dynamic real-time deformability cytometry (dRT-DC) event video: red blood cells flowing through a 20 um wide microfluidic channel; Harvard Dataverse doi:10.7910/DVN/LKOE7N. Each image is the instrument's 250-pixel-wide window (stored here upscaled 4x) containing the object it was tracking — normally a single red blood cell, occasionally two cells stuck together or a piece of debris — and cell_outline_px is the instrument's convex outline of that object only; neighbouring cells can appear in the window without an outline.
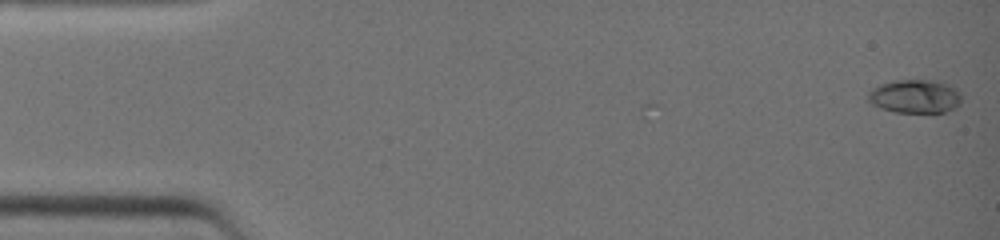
{"species": "common noctule bat (a hibernating species)", "species_latin": "Nyctalus noctula", "temperature_condition": "warm", "stored_images_in_passage": 6, "camera_frame_rate_fps": 3000, "um_per_image_px": 0.085, "animal": {"sex": "female", "body_mass_g": 19.0, "forearm_length_mm": 51.5}, "frame": {"image": 1, "passage_image": 6, "time_ms": 1.667, "image_size_px": [1000, 240], "cell_outline_px": [[960, 104], [956, 108], [944, 112], [896, 112], [880, 108], [872, 104], [868, 100], [868, 92], [872, 88], [880, 84], [892, 80], [936, 80], [948, 84], [956, 88], [960, 92]], "centroid_in_image_um": [77.78, 8.18], "position_along_channel_um": 7.2, "area_um2": 18.44}}